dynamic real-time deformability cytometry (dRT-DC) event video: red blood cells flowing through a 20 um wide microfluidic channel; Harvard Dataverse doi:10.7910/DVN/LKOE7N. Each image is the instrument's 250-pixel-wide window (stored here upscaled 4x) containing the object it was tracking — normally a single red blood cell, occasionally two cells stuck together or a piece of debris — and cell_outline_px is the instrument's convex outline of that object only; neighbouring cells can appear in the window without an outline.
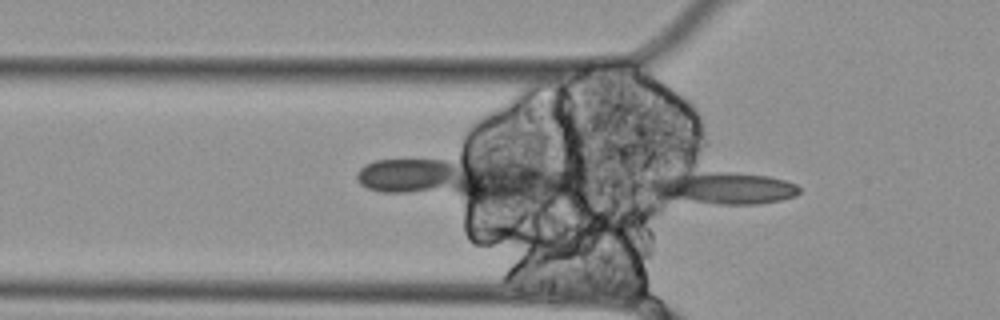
{"species": "Egyptian fruit bat (a non-hibernating species)", "species_latin": "Rousettus aegyptiacus", "temperature_condition": "cold", "stored_images_in_passage": 6, "camera_frame_rate_fps": 3000, "um_per_image_px": 0.085, "animal": {"sex": "female"}, "frame": {"image": 1, "passage_image": 6, "time_ms": 1.667, "image_size_px": [1000, 320], "cell_outline_px": [[800, 192], [796, 196], [780, 200], [756, 204], [720, 204], [660, 196], [648, 188], [644, 184], [652, 176], [684, 172], [728, 172], [768, 176], [784, 180], [796, 184], [800, 188]], "centroid_in_image_um": [61.41, 15.95], "position_along_channel_um": 64.4, "area_um2": 27.98}}